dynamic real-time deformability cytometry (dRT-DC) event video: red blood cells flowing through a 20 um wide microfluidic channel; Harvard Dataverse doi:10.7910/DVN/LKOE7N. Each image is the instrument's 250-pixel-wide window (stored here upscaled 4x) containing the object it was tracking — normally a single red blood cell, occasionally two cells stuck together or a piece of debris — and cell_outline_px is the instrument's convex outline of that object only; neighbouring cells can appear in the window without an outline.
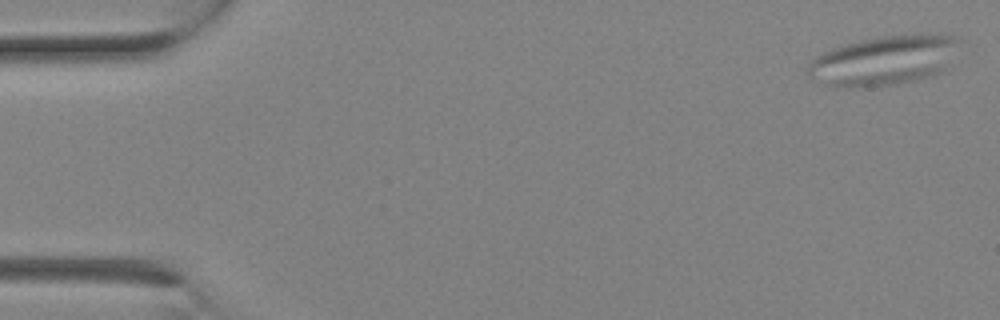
{"species": "Egyptian fruit bat (a non-hibernating species)", "species_latin": "Rousettus aegyptiacus", "temperature_condition": "room temperature", "stored_images_in_passage": 17, "camera_frame_rate_fps": 3000, "um_per_image_px": 0.085, "animal": {"sex": "female"}, "frame": {"image": 1, "passage_image": 1, "time_ms": 0.0, "image_size_px": [1000, 320], "cell_outline_px": [[960, 40], [944, 72], [932, 76], [916, 80], [896, 84], [860, 88], [832, 88], [812, 80], [808, 76], [808, 64], [820, 52], [832, 48], [860, 40], [880, 36], [920, 32], [952, 36]], "centroid_in_image_um": [75.09, 5.15], "position_along_channel_um": 9.9, "area_um2": 44.68}}
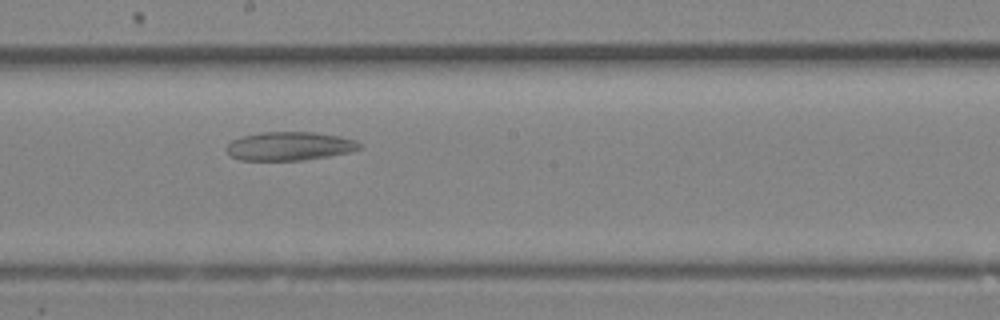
{"frame": {"image": 2, "passage_image": 14, "time_ms": 4.333, "image_size_px": [1000, 320], "cell_outline_px": [[364, 148], [348, 152], [328, 156], [304, 160], [240, 160], [232, 156], [224, 148], [232, 140], [240, 136], [260, 132], [312, 132], [340, 136], [356, 140], [364, 144]], "centroid_in_image_um": [24.63, 12.41], "position_along_channel_um": 223.6, "area_um2": 22.37}}
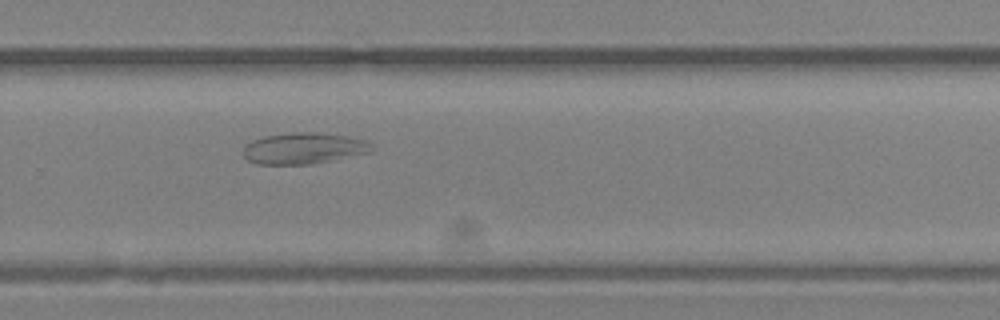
{"frame": {"image": 3, "passage_image": 17, "time_ms": 5.333, "image_size_px": [1000, 320], "cell_outline_px": [[376, 148], [368, 152], [312, 164], [256, 164], [248, 160], [244, 156], [244, 144], [252, 140], [264, 136], [292, 132], [312, 132], [348, 136], [364, 140], [372, 144]], "centroid_in_image_um": [25.78, 12.6], "position_along_channel_um": 304.0, "area_um2": 23.29}}